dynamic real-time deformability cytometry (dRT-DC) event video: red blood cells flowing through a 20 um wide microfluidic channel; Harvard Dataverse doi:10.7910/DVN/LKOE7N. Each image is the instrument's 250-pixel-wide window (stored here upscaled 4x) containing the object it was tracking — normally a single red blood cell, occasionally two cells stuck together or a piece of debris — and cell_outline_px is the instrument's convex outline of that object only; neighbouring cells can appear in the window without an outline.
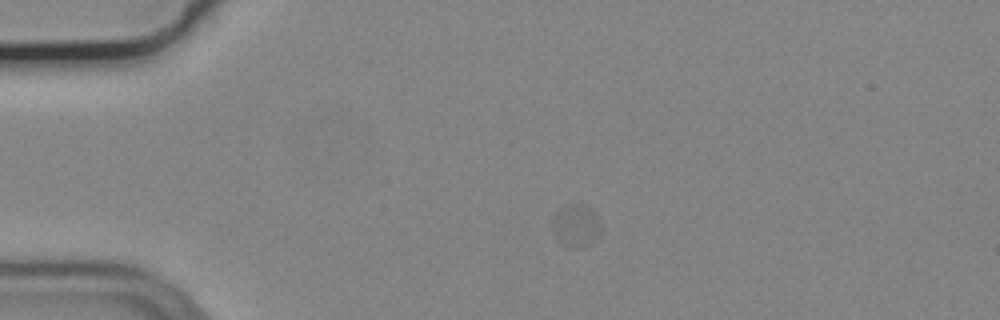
{"species": "common noctule bat (a hibernating species)", "species_latin": "Nyctalus noctula", "temperature_condition": "cold", "stored_images_in_passage": 3, "camera_frame_rate_fps": 3000, "um_per_image_px": 0.085, "animal": {"sex": "male", "body_mass_g": 19.2, "forearm_length_mm": 51.8}, "frame": {"image": 1, "passage_image": 1, "time_ms": 0.0, "image_size_px": [1000, 320], "cell_outline_px": [[600, 232], [584, 248], [572, 248], [564, 244], [560, 240], [552, 224], [556, 212], [572, 204], [588, 204], [596, 216], [600, 224]], "centroid_in_image_um": [49.0, 19.17], "position_along_channel_um": 36.0, "area_um2": 11.44}}